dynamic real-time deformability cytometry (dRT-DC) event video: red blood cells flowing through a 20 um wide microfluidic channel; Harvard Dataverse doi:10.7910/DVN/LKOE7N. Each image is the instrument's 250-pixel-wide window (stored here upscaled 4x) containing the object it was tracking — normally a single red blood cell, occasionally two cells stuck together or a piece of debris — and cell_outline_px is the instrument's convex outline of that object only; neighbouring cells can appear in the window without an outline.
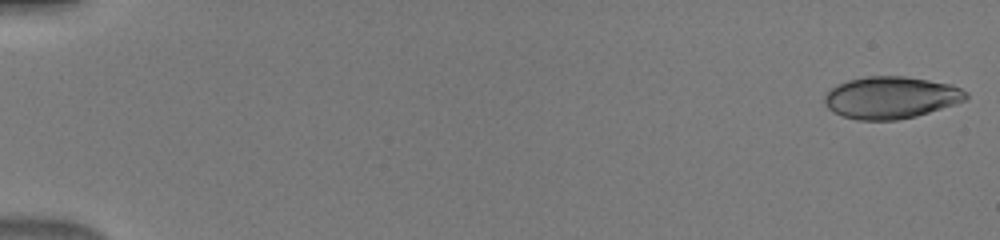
{"species": "human", "species_latin": "Homo sapiens", "temperature_condition": "warm", "stored_images_in_passage": 16, "camera_frame_rate_fps": 3000, "um_per_image_px": 0.085, "donor": {"sex": "male"}, "frame": {"image": 1, "passage_image": 1, "time_ms": 0.0, "image_size_px": [1000, 240], "cell_outline_px": [[968, 100], [916, 116], [896, 120], [856, 120], [844, 116], [828, 108], [824, 104], [824, 96], [832, 88], [848, 80], [868, 76], [904, 76], [952, 84], [968, 92]], "centroid_in_image_um": [75.76, 8.29], "position_along_channel_um": 9.2, "area_um2": 34.56}}
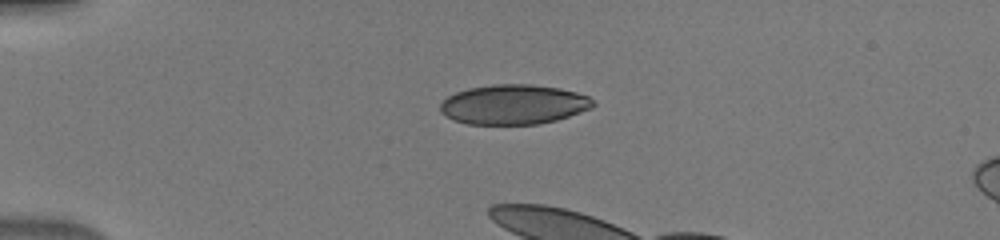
{"frame": {"image": 2, "passage_image": 13, "time_ms": 4.0, "image_size_px": [1000, 240], "cell_outline_px": [[596, 104], [592, 108], [556, 120], [540, 124], [468, 124], [456, 120], [440, 112], [440, 104], [448, 96], [456, 92], [468, 88], [492, 84], [532, 84], [560, 88], [576, 92], [588, 96]], "centroid_in_image_um": [43.67, 8.87], "position_along_channel_um": 41.3, "area_um2": 35.37}}